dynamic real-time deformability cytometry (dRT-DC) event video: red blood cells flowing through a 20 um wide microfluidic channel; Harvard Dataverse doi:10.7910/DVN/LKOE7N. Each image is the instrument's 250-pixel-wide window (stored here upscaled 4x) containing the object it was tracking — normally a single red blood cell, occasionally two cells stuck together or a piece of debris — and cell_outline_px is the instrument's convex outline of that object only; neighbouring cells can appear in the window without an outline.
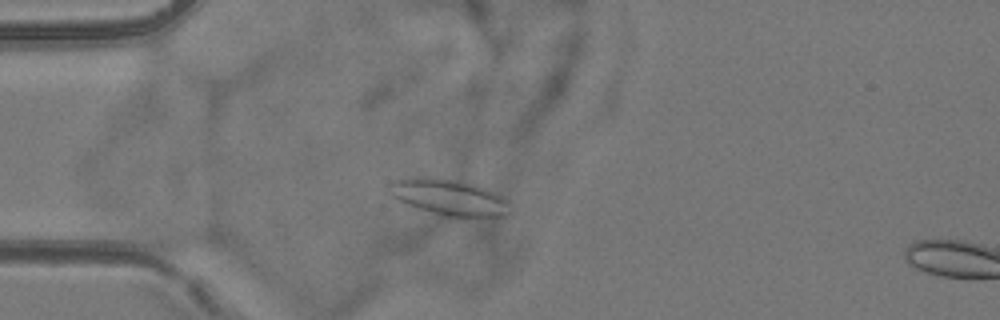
{"species": "common noctule bat (a hibernating species)", "species_latin": "Nyctalus noctula", "temperature_condition": "room temperature", "stored_images_in_passage": 55, "camera_frame_rate_fps": 3000, "um_per_image_px": 0.085, "animal": {"sex": "female", "body_mass_g": 24.6, "forearm_length_mm": 56.2}, "frame": {"image": 1, "passage_image": 16, "time_ms": 5.0, "image_size_px": [1000, 320], "cell_outline_px": [[512, 212], [504, 216], [440, 216], [408, 204], [400, 200], [388, 192], [392, 184], [396, 180], [416, 176], [452, 180], [468, 184], [492, 192], [508, 200]], "centroid_in_image_um": [38.18, 16.79], "position_along_channel_um": 46.8, "area_um2": 24.51}}
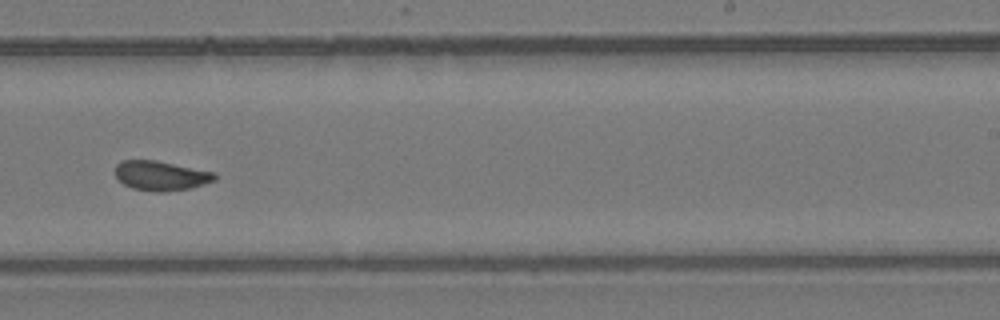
{"frame": {"image": 2, "passage_image": 35, "time_ms": 11.333, "image_size_px": [1000, 320], "cell_outline_px": [[216, 180], [188, 188], [164, 192], [156, 192], [132, 188], [124, 184], [116, 176], [116, 164], [120, 160], [156, 160], [216, 172]], "centroid_in_image_um": [13.68, 14.92], "position_along_channel_um": 275.3, "area_um2": 17.11}}
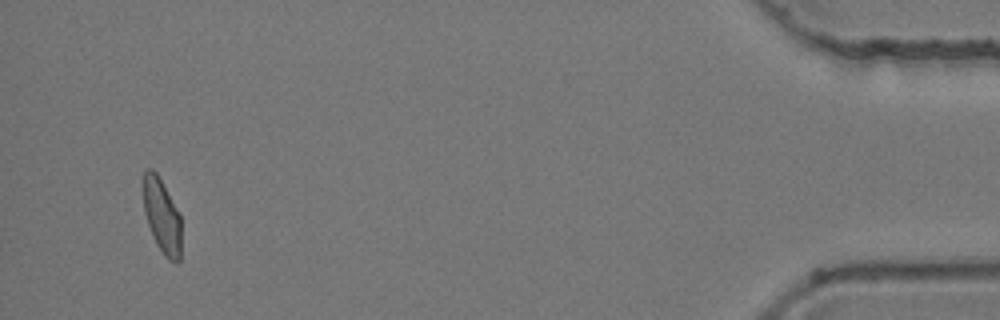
{"frame": {"image": 3, "passage_image": 53, "time_ms": 17.333, "image_size_px": [1000, 320], "cell_outline_px": [[180, 260], [176, 264], [168, 260], [164, 256], [156, 244], [148, 224], [144, 212], [140, 184], [144, 168], [152, 168], [156, 172], [176, 208], [180, 216]], "centroid_in_image_um": [13.7, 18.31], "position_along_channel_um": 421.5, "area_um2": 16.88}, "authors_computed_cell_mechanics": {"area_um2": 17.34, "velocity_mm_per_s": 3.8312, "shape_relaxation_time_tau1_ms": null, "shape_relaxation_time_tau2_ms": 1.0228, "deformation_change_tau1": null, "deformation_change_tau2": 0.0754}}